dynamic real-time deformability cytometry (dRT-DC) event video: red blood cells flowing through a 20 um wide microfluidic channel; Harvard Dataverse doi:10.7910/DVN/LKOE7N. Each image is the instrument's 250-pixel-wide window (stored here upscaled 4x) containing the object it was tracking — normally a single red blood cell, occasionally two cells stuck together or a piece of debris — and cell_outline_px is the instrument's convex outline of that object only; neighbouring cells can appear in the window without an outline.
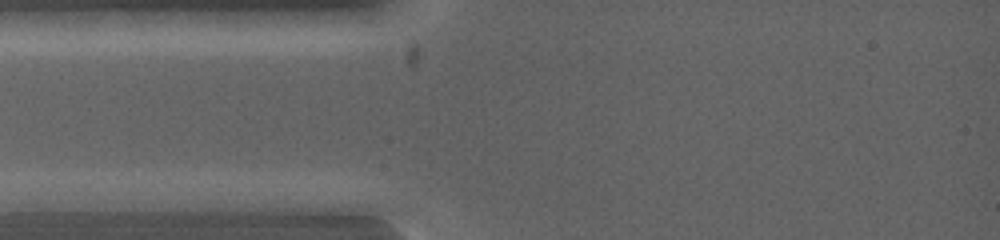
{"species": "common noctule bat (a hibernating species)", "species_latin": "Nyctalus noctula", "temperature_condition": "warm", "stored_images_in_passage": 5, "camera_frame_rate_fps": 5000, "um_per_image_px": 0.085, "animal": {"sex": "female", "body_mass_g": 19.0, "forearm_length_mm": 53.3}, "frame": {"image": 1, "passage_image": 2, "time_ms": 0.4, "image_size_px": [1000, 240], "cell_outline_px": [[124, 200], [96, 212], [36, 212], [16, 200], [40, 192], [112, 192]], "centroid_in_image_um": [5.96, 17.14], "position_along_channel_um": 79.0, "area_um2": 12.48}}